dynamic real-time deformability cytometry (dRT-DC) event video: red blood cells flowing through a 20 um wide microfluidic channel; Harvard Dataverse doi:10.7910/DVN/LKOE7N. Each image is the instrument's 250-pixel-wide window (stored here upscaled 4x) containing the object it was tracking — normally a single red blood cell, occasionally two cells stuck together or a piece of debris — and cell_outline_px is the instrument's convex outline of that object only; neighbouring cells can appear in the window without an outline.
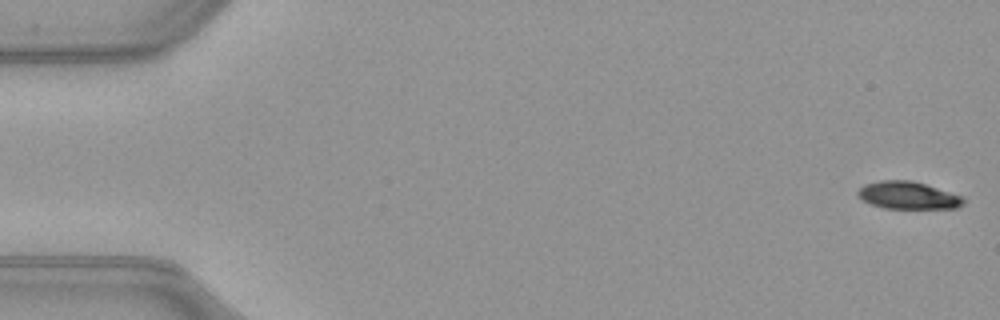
{"species": "common noctule bat (a hibernating species)", "species_latin": "Nyctalus noctula", "temperature_condition": "warm", "stored_images_in_passage": 51, "camera_frame_rate_fps": 3000, "um_per_image_px": 0.085, "animal": {"sex": "female", "body_mass_g": 21.9}, "frame": {"image": 1, "passage_image": 1, "time_ms": 0.0, "image_size_px": [1000, 320], "cell_outline_px": [[964, 204], [956, 208], [884, 208], [860, 200], [856, 192], [864, 184], [880, 180], [912, 180], [964, 196]], "centroid_in_image_um": [77.17, 16.6], "position_along_channel_um": 7.8, "area_um2": 16.99}}
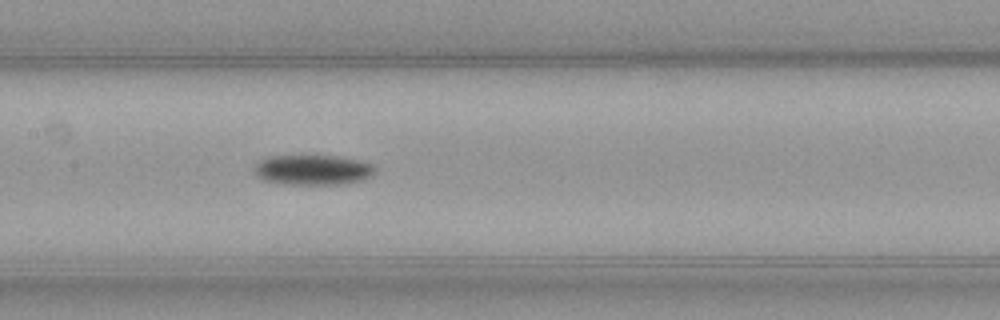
{"frame": {"image": 2, "passage_image": 25, "time_ms": 8.0, "image_size_px": [1000, 320], "cell_outline_px": [[376, 172], [372, 176], [364, 180], [344, 184], [280, 184], [264, 180], [256, 176], [252, 172], [252, 168], [260, 160], [268, 156], [332, 156], [356, 160], [372, 164], [376, 168]], "centroid_in_image_um": [26.56, 14.45], "position_along_channel_um": 180.8, "area_um2": 21.39}}
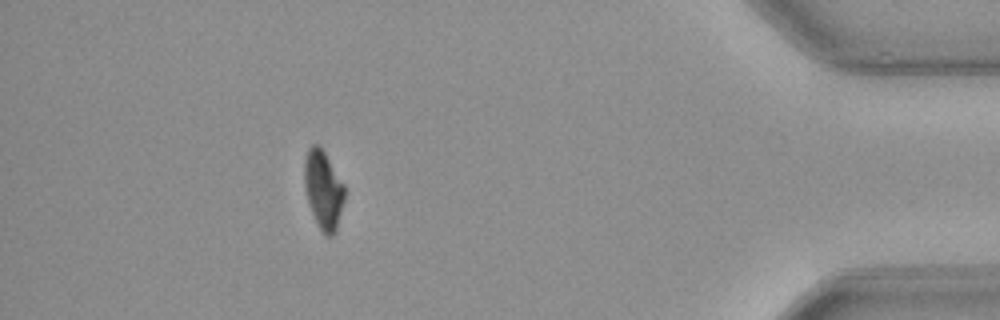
{"frame": {"image": 3, "passage_image": 46, "time_ms": 15.0, "image_size_px": [1000, 320], "cell_outline_px": [[344, 200], [336, 232], [332, 236], [324, 236], [312, 212], [308, 200], [304, 184], [304, 160], [308, 148], [312, 144], [316, 144], [324, 152], [344, 184]], "centroid_in_image_um": [27.48, 16.14], "position_along_channel_um": 407.7, "area_um2": 18.15}, "authors_computed_cell_mechanics": {"area_um2": 19.5364, "velocity_mm_per_s": 4.0215, "shape_relaxation_time_tau1_ms": 3.3216, "shape_relaxation_time_tau2_ms": null, "deformation_change_tau1": 0.1313, "deformation_change_tau2": null}}